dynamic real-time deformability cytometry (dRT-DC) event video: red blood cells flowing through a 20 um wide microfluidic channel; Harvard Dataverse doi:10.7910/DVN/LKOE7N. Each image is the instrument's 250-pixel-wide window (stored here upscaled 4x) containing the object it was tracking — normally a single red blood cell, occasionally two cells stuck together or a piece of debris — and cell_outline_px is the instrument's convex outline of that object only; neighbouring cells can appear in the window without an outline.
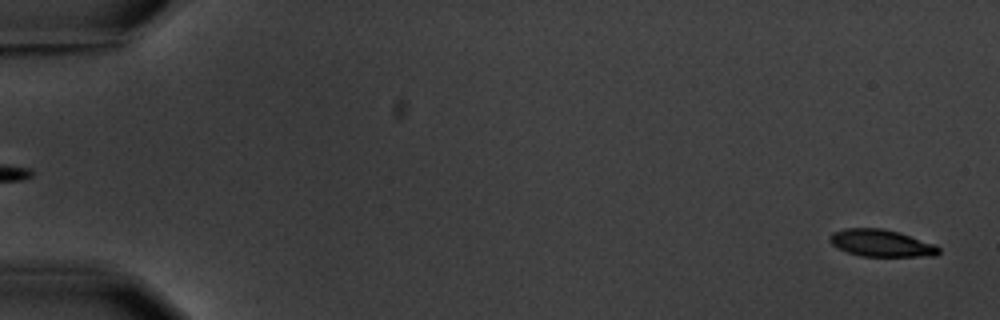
{"species": "common noctule bat (a hibernating species)", "species_latin": "Nyctalus noctula", "temperature_condition": "warm", "stored_images_in_passage": 7, "segment_of_instrument_passage": [2, 2], "camera_frame_rate_fps": 3000, "um_per_image_px": 0.085, "animal": {"sex": "male", "body_mass_g": 20.1, "forearm_length_mm": 53.5}, "frame": {"image": 1, "passage_image": 7, "time_ms": 7.0, "image_size_px": [1000, 320], "cell_outline_px": [[940, 252], [936, 256], [860, 256], [848, 252], [832, 244], [828, 240], [828, 236], [832, 232], [844, 228], [880, 228], [900, 232], [936, 244], [940, 248]], "centroid_in_image_um": [74.92, 20.66], "position_along_channel_um": 10.1, "area_um2": 17.34}}